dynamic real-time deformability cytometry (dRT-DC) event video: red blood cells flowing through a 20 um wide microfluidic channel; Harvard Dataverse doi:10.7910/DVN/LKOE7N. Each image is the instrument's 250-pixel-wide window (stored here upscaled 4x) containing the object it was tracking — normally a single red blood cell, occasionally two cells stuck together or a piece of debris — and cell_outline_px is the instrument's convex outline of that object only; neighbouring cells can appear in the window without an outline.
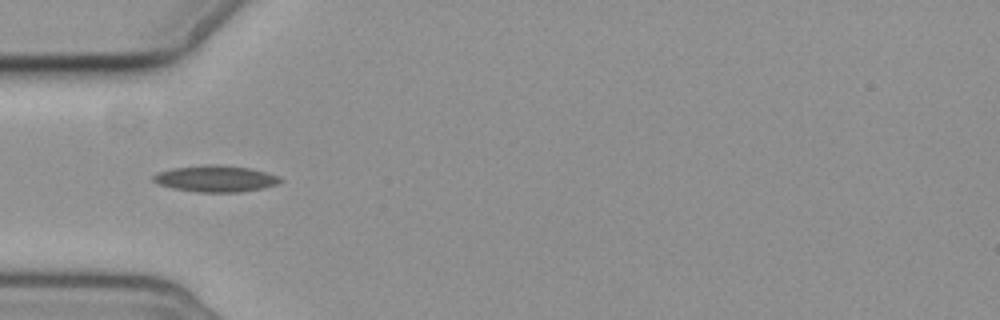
{"species": "common noctule bat (a hibernating species)", "species_latin": "Nyctalus noctula", "temperature_condition": "cold", "stored_images_in_passage": 6, "camera_frame_rate_fps": 3000, "um_per_image_px": 0.085, "animal": {"sex": "female", "body_mass_g": 19.3, "forearm_length_mm": 54.1}, "frame": {"image": 1, "passage_image": 4, "time_ms": 4.333, "image_size_px": [1000, 320], "cell_outline_px": [[284, 180], [276, 184], [264, 188], [240, 192], [196, 192], [172, 188], [160, 184], [152, 180], [152, 176], [156, 172], [172, 168], [208, 164], [220, 164], [248, 168], [280, 176]], "centroid_in_image_um": [18.31, 15.18], "position_along_channel_um": 66.7, "area_um2": 19.65}}
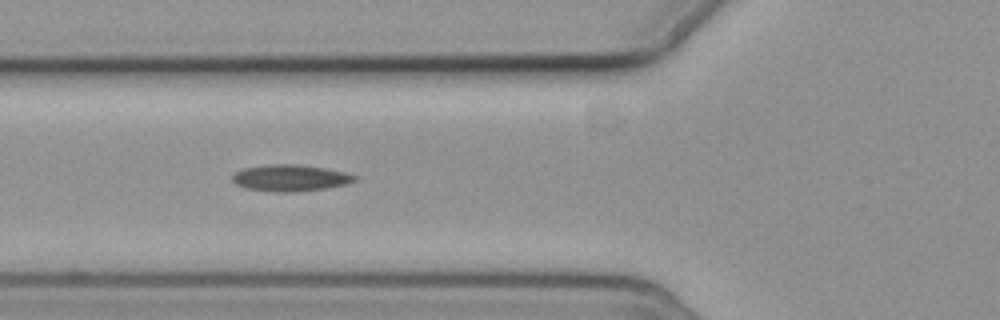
{"frame": {"image": 2, "passage_image": 5, "time_ms": 5.333, "image_size_px": [1000, 320], "cell_outline_px": [[356, 180], [344, 184], [324, 188], [292, 192], [276, 192], [248, 188], [236, 184], [232, 180], [232, 176], [236, 172], [244, 168], [268, 164], [296, 164], [324, 168], [344, 172], [356, 176]], "centroid_in_image_um": [24.64, 15.11], "position_along_channel_um": 101.2, "area_um2": 18.55}}
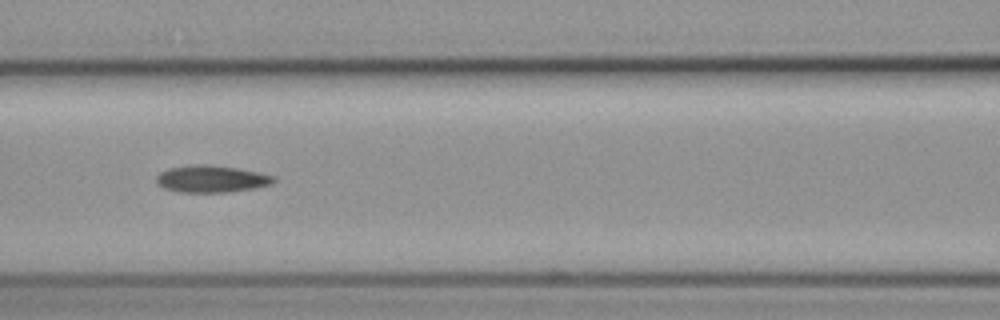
{"frame": {"image": 3, "passage_image": 6, "time_ms": 6.667, "image_size_px": [1000, 320], "cell_outline_px": [[276, 180], [272, 184], [252, 188], [224, 192], [180, 192], [164, 188], [156, 184], [156, 176], [160, 172], [168, 168], [196, 164], [208, 164], [236, 168], [260, 172], [276, 176]], "centroid_in_image_um": [17.96, 15.2], "position_along_channel_um": 148.6, "area_um2": 18.5}}